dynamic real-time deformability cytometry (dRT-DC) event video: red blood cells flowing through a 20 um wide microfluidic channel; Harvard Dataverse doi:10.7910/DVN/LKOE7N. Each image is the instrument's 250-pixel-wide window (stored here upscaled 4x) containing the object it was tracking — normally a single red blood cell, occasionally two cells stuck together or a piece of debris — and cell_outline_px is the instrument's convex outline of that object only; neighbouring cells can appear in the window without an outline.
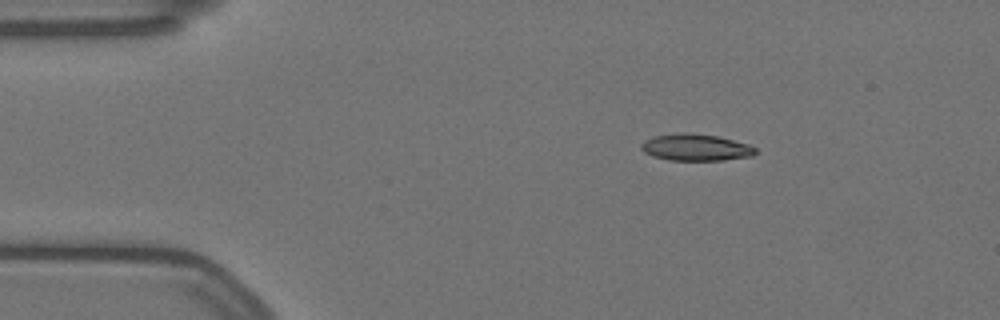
{"species": "Egyptian fruit bat (a non-hibernating species)", "species_latin": "Rousettus aegyptiacus", "temperature_condition": "warm", "stored_images_in_passage": 49, "camera_frame_rate_fps": 3000, "um_per_image_px": 0.085, "animal": {"sex": "female"}, "frame": {"image": 1, "passage_image": 1, "time_ms": 0.0, "image_size_px": [1000, 320], "cell_outline_px": [[756, 152], [752, 156], [724, 160], [668, 160], [652, 156], [644, 152], [640, 148], [640, 144], [644, 140], [652, 136], [684, 132], [688, 132], [716, 136], [748, 144], [756, 148]], "centroid_in_image_um": [59.09, 12.53], "position_along_channel_um": 25.9, "area_um2": 17.86}}
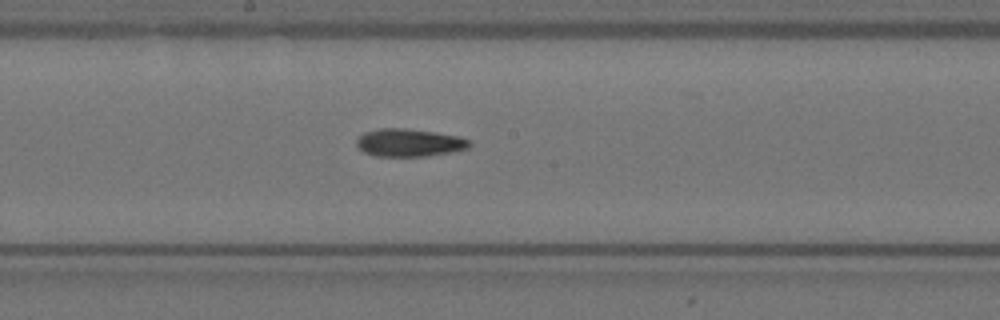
{"frame": {"image": 2, "passage_image": 22, "time_ms": 7.0, "image_size_px": [1000, 320], "cell_outline_px": [[472, 144], [468, 148], [448, 152], [424, 156], [376, 156], [364, 152], [356, 144], [356, 140], [364, 132], [380, 128], [404, 128], [436, 132], [456, 136], [468, 140]], "centroid_in_image_um": [34.75, 12.12], "position_along_channel_um": 213.5, "area_um2": 18.03}}
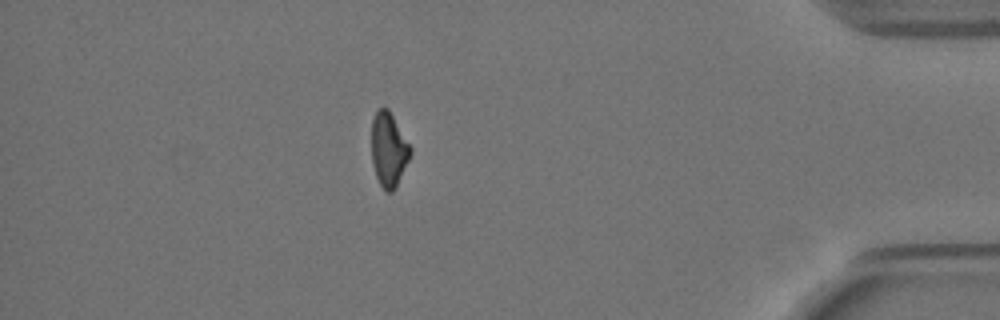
{"frame": {"image": 3, "passage_image": 42, "time_ms": 13.667, "image_size_px": [1000, 320], "cell_outline_px": [[412, 152], [396, 188], [392, 192], [384, 192], [376, 176], [372, 164], [372, 120], [376, 112], [380, 108], [388, 108], [412, 148]], "centroid_in_image_um": [33.04, 12.75], "position_along_channel_um": 402.2, "area_um2": 16.82}, "authors_computed_cell_mechanics": {"area_um2": 17.8602, "velocity_mm_per_s": 3.5174, "shape_relaxation_time_tau1_ms": 6.0075, "shape_relaxation_time_tau2_ms": 5.8387, "deformation_change_tau1": 0.1642, "deformation_change_tau2": 0.1381}}